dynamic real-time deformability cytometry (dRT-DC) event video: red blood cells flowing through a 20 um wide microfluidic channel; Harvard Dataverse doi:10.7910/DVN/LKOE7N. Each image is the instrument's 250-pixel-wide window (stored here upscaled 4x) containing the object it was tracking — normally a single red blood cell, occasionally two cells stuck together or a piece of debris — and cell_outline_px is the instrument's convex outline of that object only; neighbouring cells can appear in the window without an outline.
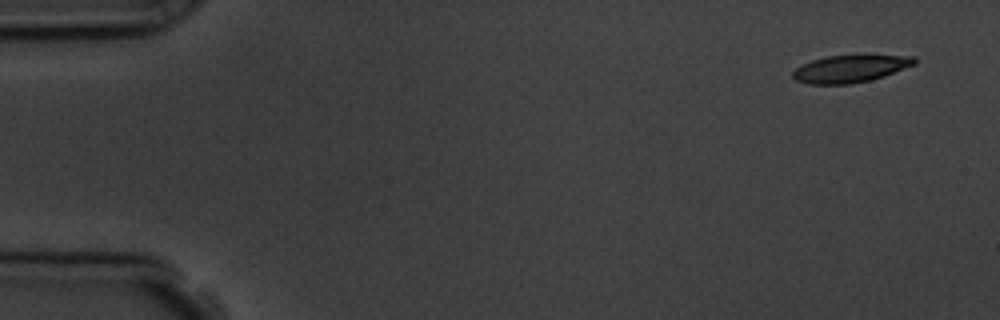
{"species": "common noctule bat (a hibernating species)", "species_latin": "Nyctalus noctula", "temperature_condition": "room temperature", "stored_images_in_passage": 5, "camera_frame_rate_fps": 3000, "um_per_image_px": 0.085, "animal": {"sex": "male", "body_mass_g": 19.5, "forearm_length_mm": 54.6}, "frame": {"image": 1, "passage_image": 1, "time_ms": 0.0, "image_size_px": [1000, 320], "cell_outline_px": [[916, 64], [884, 76], [872, 80], [852, 84], [808, 84], [796, 80], [792, 76], [792, 72], [796, 68], [812, 60], [828, 56], [864, 52], [916, 56]], "centroid_in_image_um": [72.37, 5.79], "position_along_channel_um": 12.6, "area_um2": 20.4}}
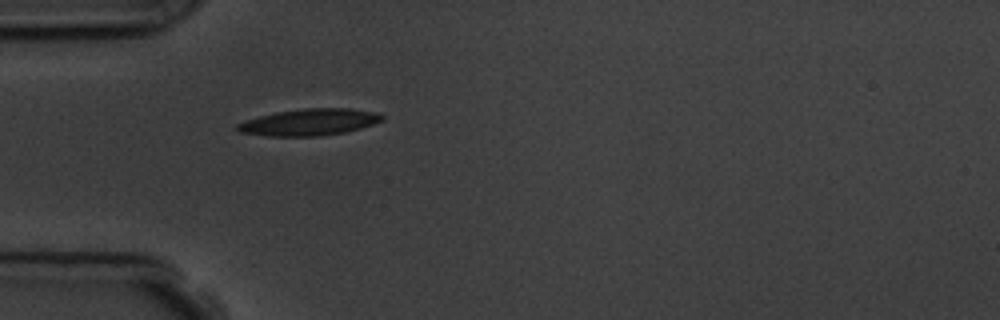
{"frame": {"image": 2, "passage_image": 5, "time_ms": 4.333, "image_size_px": [1000, 320], "cell_outline_px": [[384, 120], [360, 128], [344, 132], [320, 136], [268, 136], [240, 132], [236, 128], [236, 124], [260, 116], [276, 112], [304, 108], [348, 108], [376, 112], [384, 116]], "centroid_in_image_um": [26.31, 10.38], "position_along_channel_um": 58.7, "area_um2": 22.31}}